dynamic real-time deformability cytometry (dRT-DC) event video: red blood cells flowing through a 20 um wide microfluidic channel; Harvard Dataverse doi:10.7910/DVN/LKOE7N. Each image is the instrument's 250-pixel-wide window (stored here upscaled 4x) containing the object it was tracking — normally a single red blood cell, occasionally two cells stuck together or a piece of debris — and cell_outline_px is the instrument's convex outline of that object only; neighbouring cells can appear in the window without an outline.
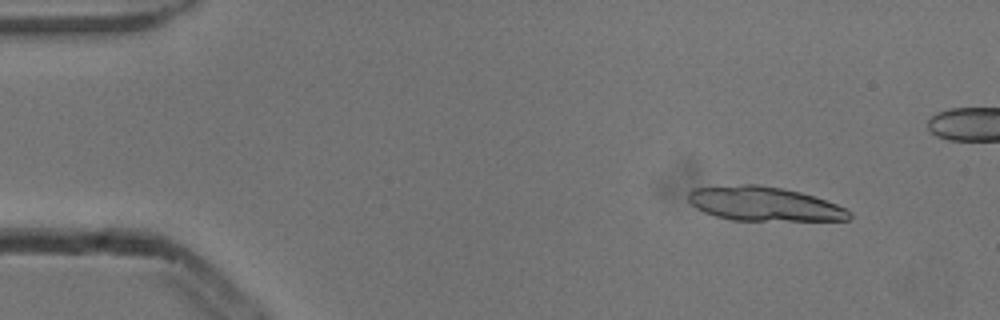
{"species": "common noctule bat (a hibernating species)", "species_latin": "Nyctalus noctula", "temperature_condition": "cold", "stored_images_in_passage": 9, "camera_frame_rate_fps": 3000, "um_per_image_px": 0.085, "animal": {"sex": "male", "body_mass_g": 13.3}, "frame": {"image": 1, "passage_image": 2, "time_ms": 0.333, "image_size_px": [1000, 320], "cell_outline_px": [[852, 216], [848, 220], [732, 220], [716, 216], [704, 212], [696, 208], [688, 200], [688, 192], [692, 188], [740, 184], [760, 184], [784, 188], [800, 192], [836, 204], [852, 212]], "centroid_in_image_um": [64.92, 17.32], "position_along_channel_um": 20.1, "area_um2": 32.02}}
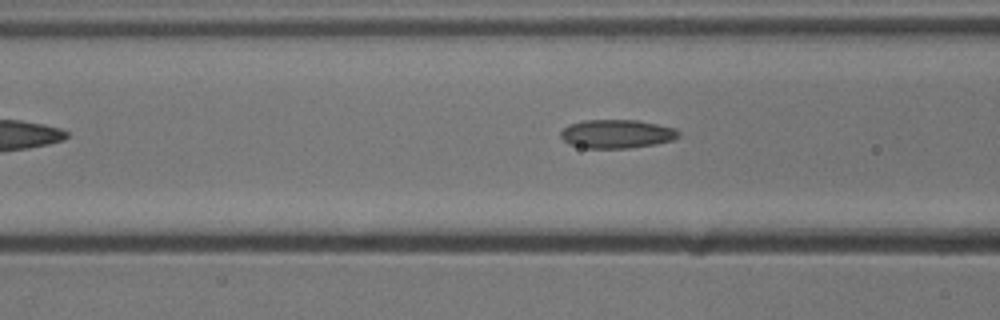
{"frame": {"image": 2, "passage_image": 8, "time_ms": 2.333, "image_size_px": [1000, 320], "cell_outline_px": [[680, 136], [672, 140], [656, 144], [628, 148], [588, 148], [568, 144], [560, 136], [560, 132], [568, 124], [584, 120], [636, 120], [676, 128], [680, 132]], "centroid_in_image_um": [52.42, 11.38], "position_along_channel_um": 114.2, "area_um2": 19.71}}
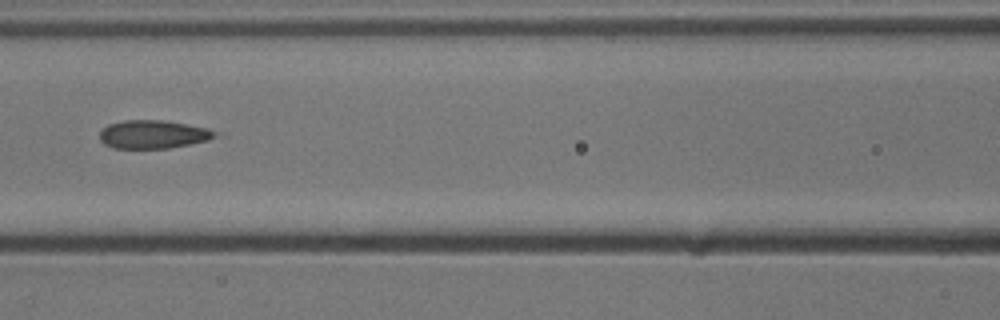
{"frame": {"image": 3, "passage_image": 9, "time_ms": 2.667, "image_size_px": [1000, 320], "cell_outline_px": [[216, 136], [208, 140], [168, 148], [112, 148], [104, 144], [100, 140], [100, 132], [108, 124], [124, 120], [160, 120], [208, 128], [216, 132]], "centroid_in_image_um": [12.97, 11.42], "position_along_channel_um": 153.6, "area_um2": 18.79}}